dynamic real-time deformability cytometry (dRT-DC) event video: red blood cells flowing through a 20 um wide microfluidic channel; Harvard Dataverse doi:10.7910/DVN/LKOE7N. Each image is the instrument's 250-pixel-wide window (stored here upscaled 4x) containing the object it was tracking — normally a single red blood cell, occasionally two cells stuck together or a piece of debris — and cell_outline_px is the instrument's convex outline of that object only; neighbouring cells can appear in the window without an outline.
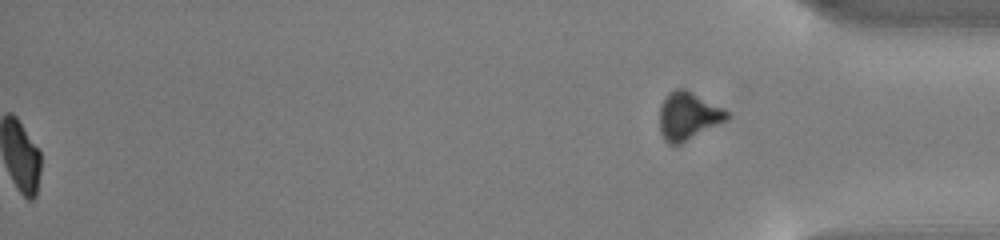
{"species": "common noctule bat (a hibernating species)", "species_latin": "Nyctalus noctula", "temperature_condition": "cold", "stored_images_in_passage": 54, "segment_of_instrument_passage": [2, 2], "camera_frame_rate_fps": 3000, "um_per_image_px": 0.085, "animal": {"sex": "male", "body_mass_g": 13.0, "forearm_length_mm": 53.1}, "frame": {"image": 1, "passage_image": 54, "time_ms": 17.667, "image_size_px": [1000, 240], "cell_outline_px": [[732, 116], [728, 120], [680, 144], [668, 144], [664, 140], [660, 132], [660, 104], [668, 92], [676, 88], [684, 88], [724, 108]], "centroid_in_image_um": [58.5, 9.85], "position_along_channel_um": 376.7, "area_um2": 18.96}}